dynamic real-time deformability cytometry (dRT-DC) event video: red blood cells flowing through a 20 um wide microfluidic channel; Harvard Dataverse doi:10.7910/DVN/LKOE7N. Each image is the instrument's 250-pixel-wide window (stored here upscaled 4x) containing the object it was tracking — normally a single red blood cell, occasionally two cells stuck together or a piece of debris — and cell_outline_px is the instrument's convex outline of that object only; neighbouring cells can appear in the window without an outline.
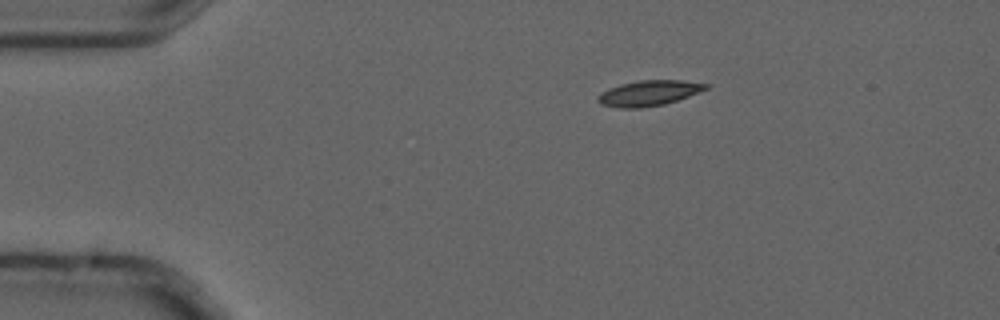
{"species": "common noctule bat (a hibernating species)", "species_latin": "Nyctalus noctula", "temperature_condition": "cold", "stored_images_in_passage": 5, "camera_frame_rate_fps": 3000, "um_per_image_px": 0.085, "animal": {"sex": "male", "forearm_length_mm": 52.5}, "frame": {"image": 1, "passage_image": 4, "time_ms": 1.0, "image_size_px": [1000, 320], "cell_outline_px": [[708, 88], [688, 96], [664, 104], [640, 108], [620, 108], [600, 104], [596, 100], [596, 96], [600, 92], [620, 84], [640, 80], [680, 80], [708, 84]], "centroid_in_image_um": [55.09, 7.91], "position_along_channel_um": 29.9, "area_um2": 15.9}}